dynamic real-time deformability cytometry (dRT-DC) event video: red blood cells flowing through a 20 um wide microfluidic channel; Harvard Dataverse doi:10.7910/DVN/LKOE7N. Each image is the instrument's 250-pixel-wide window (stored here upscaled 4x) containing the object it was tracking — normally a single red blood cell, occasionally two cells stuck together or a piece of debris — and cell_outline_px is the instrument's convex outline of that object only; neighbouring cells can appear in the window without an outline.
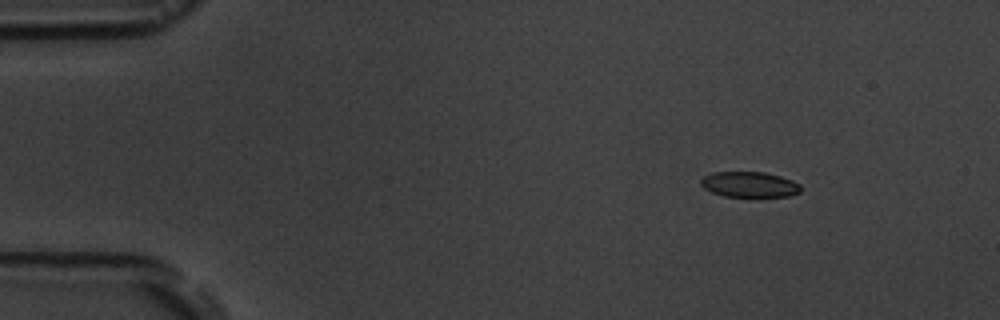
{"species": "common noctule bat (a hibernating species)", "species_latin": "Nyctalus noctula", "temperature_condition": "room temperature", "stored_images_in_passage": 50, "camera_frame_rate_fps": 3000, "um_per_image_px": 0.085, "animal": {"sex": "male", "body_mass_g": 19.5, "forearm_length_mm": 54.6}, "frame": {"image": 1, "passage_image": 1, "time_ms": 0.0, "image_size_px": [1000, 320], "cell_outline_px": [[800, 192], [788, 196], [724, 196], [712, 192], [704, 188], [700, 184], [700, 180], [704, 176], [712, 172], [764, 172], [780, 176], [792, 180], [800, 184]], "centroid_in_image_um": [63.68, 15.67], "position_along_channel_um": 21.3, "area_um2": 14.74}}
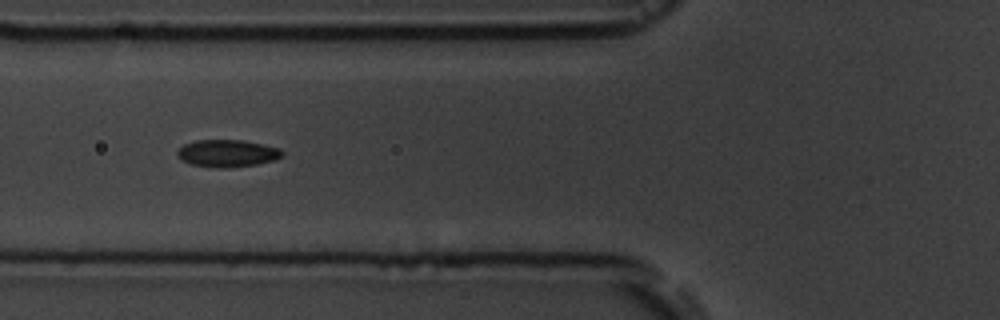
{"frame": {"image": 2, "passage_image": 15, "time_ms": 4.667, "image_size_px": [1000, 320], "cell_outline_px": [[284, 156], [272, 160], [256, 164], [224, 168], [216, 168], [192, 164], [184, 160], [176, 152], [184, 144], [196, 140], [244, 140], [280, 148], [284, 152]], "centroid_in_image_um": [19.36, 13.02], "position_along_channel_um": 106.4, "area_um2": 16.47}}
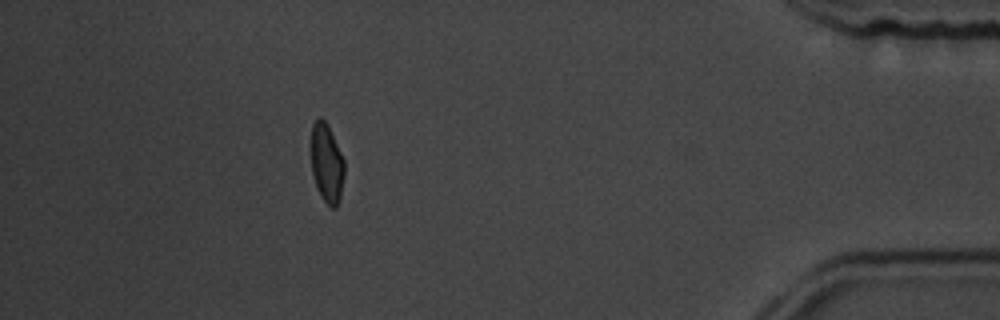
{"frame": {"image": 3, "passage_image": 44, "time_ms": 14.333, "image_size_px": [1000, 320], "cell_outline_px": [[344, 176], [340, 196], [336, 208], [332, 208], [320, 196], [316, 188], [312, 172], [312, 124], [320, 116], [328, 124], [344, 160]], "centroid_in_image_um": [27.78, 13.88], "position_along_channel_um": 407.4, "area_um2": 15.2}, "authors_computed_cell_mechanics": {"area_um2": 16.2418, "velocity_mm_per_s": 3.6475, "shape_relaxation_time_tau1_ms": 4.9373, "shape_relaxation_time_tau2_ms": 1.6671, "deformation_change_tau1": 0.1153, "deformation_change_tau2": 0.0432}}